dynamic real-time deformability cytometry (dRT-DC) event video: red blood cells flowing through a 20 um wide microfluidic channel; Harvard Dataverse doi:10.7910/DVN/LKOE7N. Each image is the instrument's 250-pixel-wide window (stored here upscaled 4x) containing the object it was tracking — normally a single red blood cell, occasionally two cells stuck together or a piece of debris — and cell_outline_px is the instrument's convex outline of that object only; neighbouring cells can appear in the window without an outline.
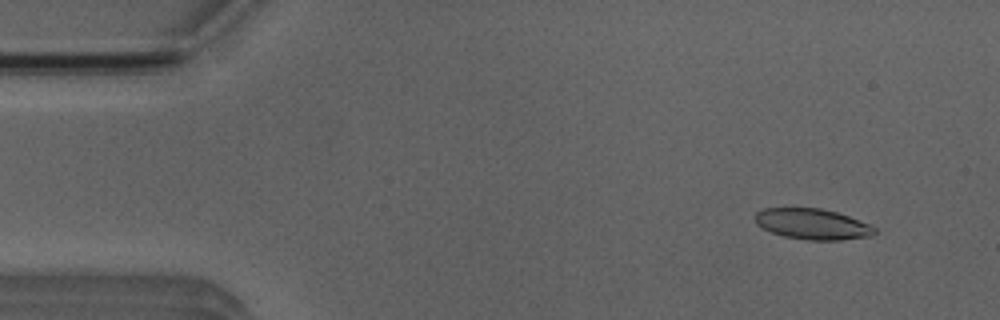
{"species": "Egyptian fruit bat (a non-hibernating species)", "species_latin": "Rousettus aegyptiacus", "temperature_condition": "room temperature", "stored_images_in_passage": 5, "camera_frame_rate_fps": 3000, "um_per_image_px": 0.085, "animal": {"sex": "male"}, "frame": {"image": 1, "passage_image": 1, "time_ms": 0.0, "image_size_px": [1000, 320], "cell_outline_px": [[876, 232], [872, 236], [840, 240], [808, 240], [784, 236], [772, 232], [756, 224], [756, 212], [764, 208], [820, 208], [836, 212], [872, 224], [876, 228]], "centroid_in_image_um": [69.1, 19.05], "position_along_channel_um": 15.9, "area_um2": 21.39}}